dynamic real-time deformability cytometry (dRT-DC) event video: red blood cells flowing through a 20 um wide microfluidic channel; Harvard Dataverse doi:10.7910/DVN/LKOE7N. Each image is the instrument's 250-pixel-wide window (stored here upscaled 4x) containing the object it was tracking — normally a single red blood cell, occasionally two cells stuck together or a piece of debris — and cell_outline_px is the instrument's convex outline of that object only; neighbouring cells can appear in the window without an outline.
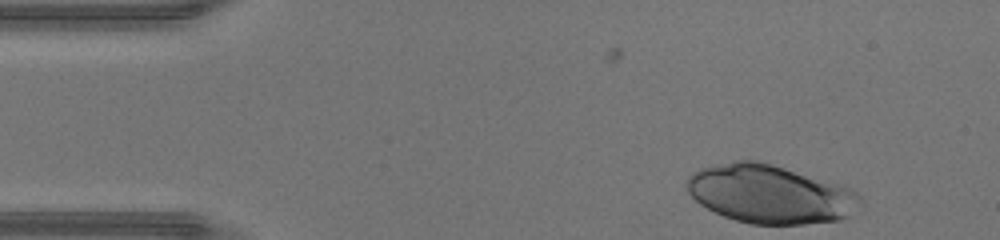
{"species": "human", "species_latin": "Homo sapiens", "temperature_condition": "warm", "stored_images_in_passage": 34, "camera_frame_rate_fps": 3000, "um_per_image_px": 0.085, "donor": {"sex": "male"}, "frame": {"image": 1, "passage_image": 1, "time_ms": 0.0, "image_size_px": [1000, 240], "cell_outline_px": [[860, 204], [848, 216], [840, 220], [804, 224], [752, 224], [736, 220], [724, 216], [700, 204], [688, 192], [684, 184], [688, 176], [692, 172], [700, 168], [736, 160], [756, 160], [772, 164], [840, 184], [856, 192], [860, 196]], "centroid_in_image_um": [65.42, 16.49], "position_along_channel_um": 19.6, "area_um2": 58.9}}
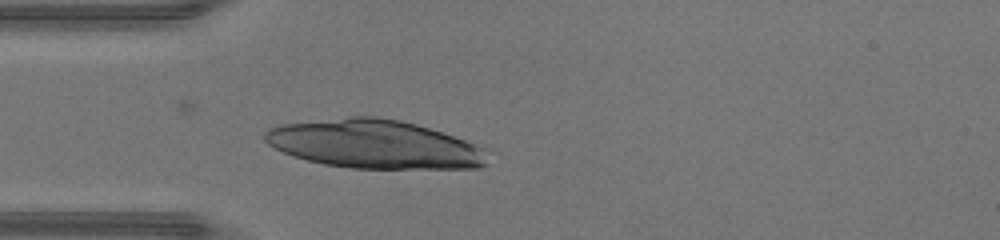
{"frame": {"image": 2, "passage_image": 9, "time_ms": 2.667, "image_size_px": [1000, 240], "cell_outline_px": [[488, 164], [480, 168], [352, 168], [324, 164], [308, 160], [284, 152], [268, 144], [264, 140], [264, 132], [268, 128], [284, 124], [352, 116], [376, 116], [400, 120], [416, 124], [464, 140], [484, 148]], "centroid_in_image_um": [31.82, 12.26], "position_along_channel_um": 53.2, "area_um2": 62.48}}